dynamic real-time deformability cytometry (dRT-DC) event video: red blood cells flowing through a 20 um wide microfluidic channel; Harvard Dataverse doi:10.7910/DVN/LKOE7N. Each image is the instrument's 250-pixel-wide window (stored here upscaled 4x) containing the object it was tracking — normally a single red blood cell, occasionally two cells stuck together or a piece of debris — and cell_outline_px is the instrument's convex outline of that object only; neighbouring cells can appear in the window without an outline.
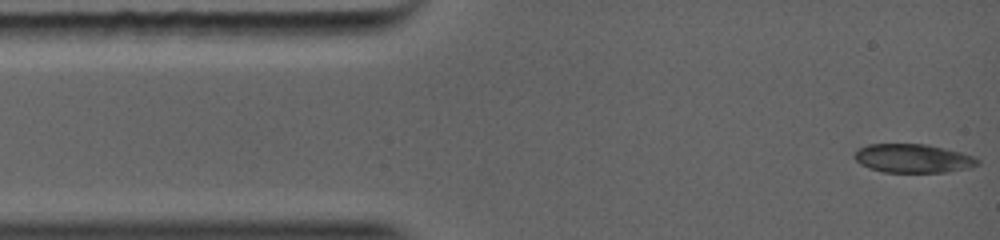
{"species": "common noctule bat (a hibernating species)", "species_latin": "Nyctalus noctula", "temperature_condition": "warm", "stored_images_in_passage": 65, "camera_frame_rate_fps": 5000, "um_per_image_px": 0.085, "animal": {"sex": "female", "body_mass_g": 19.0, "forearm_length_mm": 56.7}, "frame": {"image": 1, "passage_image": 1, "time_ms": 0.0, "image_size_px": [1000, 240], "cell_outline_px": [[980, 164], [968, 168], [948, 172], [880, 172], [868, 168], [860, 164], [852, 156], [860, 148], [872, 144], [920, 144], [960, 152], [972, 156], [980, 160]], "centroid_in_image_um": [77.58, 13.48], "position_along_channel_um": 7.4, "area_um2": 20.4}}
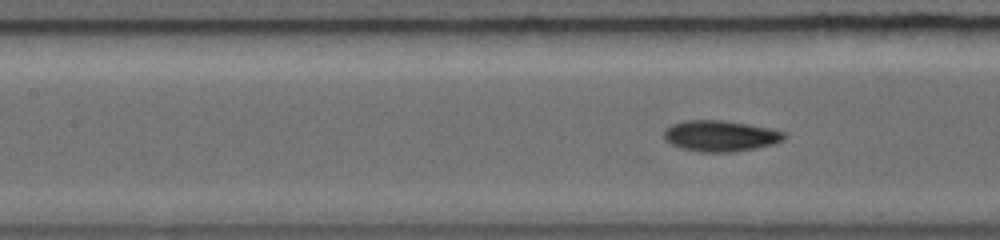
{"frame": {"image": 2, "passage_image": 36, "time_ms": 4.2, "image_size_px": [1000, 240], "cell_outline_px": [[780, 140], [772, 144], [756, 148], [732, 152], [700, 152], [684, 148], [672, 144], [668, 140], [668, 132], [676, 124], [696, 120], [708, 120], [736, 124], [760, 128], [780, 132]], "centroid_in_image_um": [61.2, 11.61], "position_along_channel_um": 146.2, "area_um2": 19.59}}
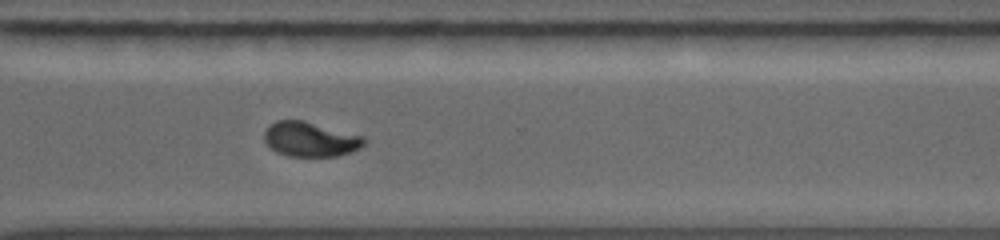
{"frame": {"image": 3, "passage_image": 64, "time_ms": 8.2, "image_size_px": [1000, 240], "cell_outline_px": [[364, 144], [348, 152], [336, 156], [288, 156], [272, 148], [268, 144], [268, 128], [272, 124], [280, 120], [300, 120], [356, 136], [364, 140]], "centroid_in_image_um": [26.34, 11.86], "position_along_channel_um": 344.3, "area_um2": 18.55}}